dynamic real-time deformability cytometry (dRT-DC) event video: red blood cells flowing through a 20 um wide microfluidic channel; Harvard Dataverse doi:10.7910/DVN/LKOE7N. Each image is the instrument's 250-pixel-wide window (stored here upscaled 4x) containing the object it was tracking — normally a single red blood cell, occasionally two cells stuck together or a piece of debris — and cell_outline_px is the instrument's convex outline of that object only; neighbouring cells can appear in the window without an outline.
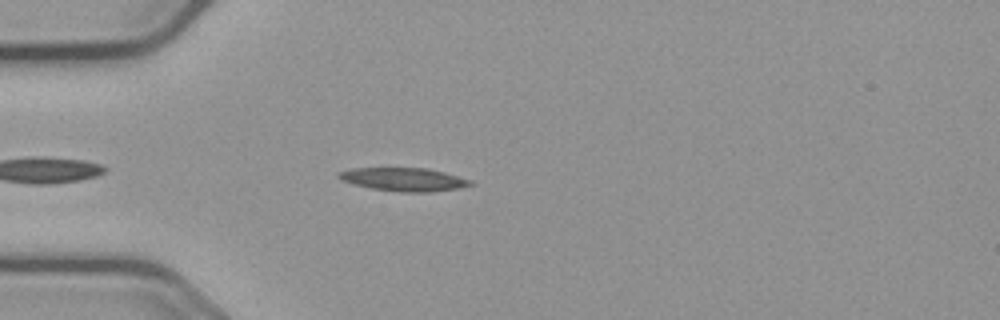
{"species": "common noctule bat (a hibernating species)", "species_latin": "Nyctalus noctula", "temperature_condition": "cold", "stored_images_in_passage": 30, "camera_frame_rate_fps": 3000, "um_per_image_px": 0.085, "animal": {"sex": "male", "body_mass_g": 23.1, "forearm_length_mm": 52.7}, "frame": {"image": 1, "passage_image": 5, "time_ms": 1.333, "image_size_px": [1000, 320], "cell_outline_px": [[476, 184], [460, 188], [432, 192], [404, 192], [372, 188], [356, 184], [344, 180], [336, 176], [336, 172], [352, 168], [428, 168], [444, 172], [472, 180]], "centroid_in_image_um": [34.38, 15.24], "position_along_channel_um": 50.6, "area_um2": 17.86}}
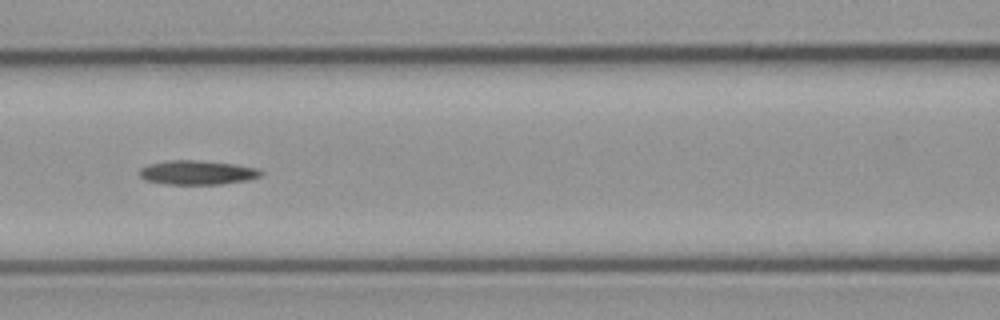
{"frame": {"image": 2, "passage_image": 14, "time_ms": 4.333, "image_size_px": [1000, 320], "cell_outline_px": [[264, 172], [260, 176], [248, 180], [220, 184], [164, 184], [144, 180], [140, 176], [140, 168], [148, 164], [168, 160], [196, 160], [232, 164], [256, 168]], "centroid_in_image_um": [16.73, 14.67], "position_along_channel_um": 149.9, "area_um2": 17.05}}
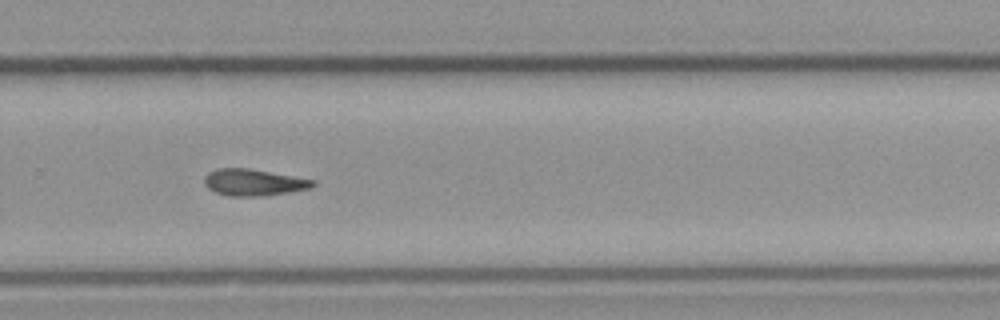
{"frame": {"image": 3, "passage_image": 27, "time_ms": 8.667, "image_size_px": [1000, 320], "cell_outline_px": [[316, 184], [308, 188], [288, 192], [260, 196], [228, 196], [216, 192], [208, 188], [204, 184], [204, 176], [208, 172], [216, 168], [248, 168], [316, 180]], "centroid_in_image_um": [21.51, 15.49], "position_along_channel_um": 308.3, "area_um2": 16.76}}